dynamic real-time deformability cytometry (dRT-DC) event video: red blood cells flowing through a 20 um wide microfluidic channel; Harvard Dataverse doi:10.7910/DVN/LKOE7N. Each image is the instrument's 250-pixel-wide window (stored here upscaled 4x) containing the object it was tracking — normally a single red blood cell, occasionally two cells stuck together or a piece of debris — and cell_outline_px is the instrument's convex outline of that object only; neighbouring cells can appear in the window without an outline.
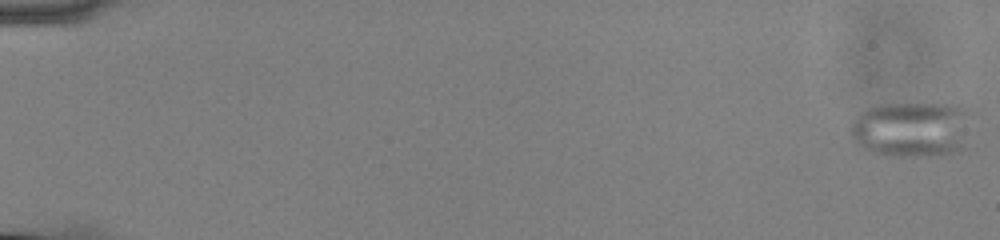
{"species": "common noctule bat (a hibernating species)", "species_latin": "Nyctalus noctula", "temperature_condition": "cold", "stored_images_in_passage": 19, "camera_frame_rate_fps": 3000, "um_per_image_px": 0.085, "animal": {"sex": "male", "body_mass_g": 13.0, "forearm_length_mm": 53.1}, "frame": {"image": 1, "passage_image": 1, "time_ms": 0.0, "image_size_px": [1000, 240], "cell_outline_px": [[968, 108], [964, 148], [960, 152], [940, 156], [884, 156], [860, 148], [852, 140], [852, 124], [856, 116], [860, 112], [872, 104], [956, 104]], "centroid_in_image_um": [77.45, 11.0], "position_along_channel_um": 7.5, "area_um2": 39.65}}